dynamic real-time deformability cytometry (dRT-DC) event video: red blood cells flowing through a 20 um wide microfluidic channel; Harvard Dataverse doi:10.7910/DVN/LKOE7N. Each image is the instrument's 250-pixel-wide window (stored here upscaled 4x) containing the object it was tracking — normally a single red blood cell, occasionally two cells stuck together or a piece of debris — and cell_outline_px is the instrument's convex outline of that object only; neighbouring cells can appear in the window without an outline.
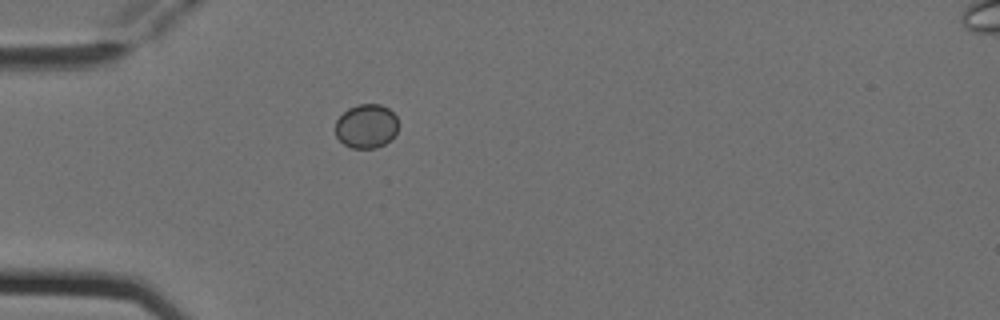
{"species": "Egyptian fruit bat (a non-hibernating species)", "species_latin": "Rousettus aegyptiacus", "temperature_condition": "cold", "stored_images_in_passage": 1, "camera_frame_rate_fps": 3000, "um_per_image_px": 0.085, "animal": {"sex": "female"}, "frame": {"image": 1, "passage_image": 1, "time_ms": 0.0, "image_size_px": [1000, 320], "cell_outline_px": [[396, 132], [392, 140], [376, 148], [352, 148], [344, 144], [336, 136], [336, 120], [348, 108], [360, 104], [380, 104], [388, 108], [396, 116]], "centroid_in_image_um": [31.14, 10.73], "position_along_channel_um": 53.9, "area_um2": 16.07}}